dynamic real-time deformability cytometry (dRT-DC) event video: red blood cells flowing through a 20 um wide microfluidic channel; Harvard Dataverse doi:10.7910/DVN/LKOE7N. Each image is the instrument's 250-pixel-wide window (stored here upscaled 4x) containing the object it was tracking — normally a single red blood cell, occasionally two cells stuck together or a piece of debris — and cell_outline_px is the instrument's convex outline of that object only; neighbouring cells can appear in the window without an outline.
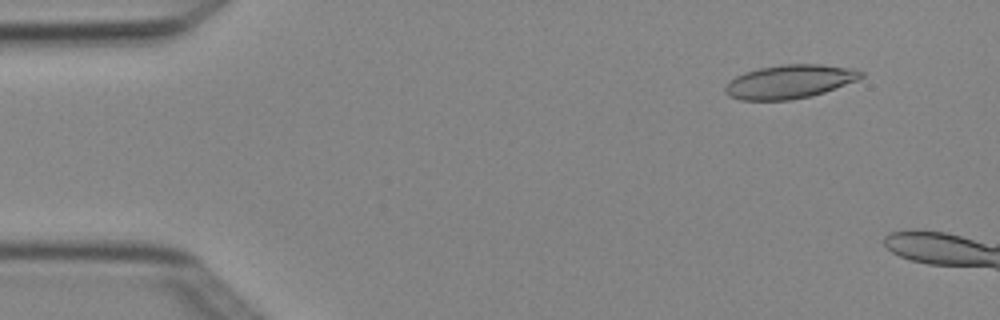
{"species": "Egyptian fruit bat (a non-hibernating species)", "species_latin": "Rousettus aegyptiacus", "temperature_condition": "cold", "stored_images_in_passage": 4, "camera_frame_rate_fps": 3000, "um_per_image_px": 0.085, "animal": {"sex": "female"}, "frame": {"image": 1, "passage_image": 2, "time_ms": 0.333, "image_size_px": [1000, 320], "cell_outline_px": [[864, 76], [856, 80], [824, 92], [812, 96], [792, 100], [740, 100], [728, 96], [724, 92], [724, 88], [736, 76], [744, 72], [760, 68], [784, 64], [820, 64], [856, 68], [864, 72]], "centroid_in_image_um": [67.13, 6.94], "position_along_channel_um": 17.9, "area_um2": 26.7}}